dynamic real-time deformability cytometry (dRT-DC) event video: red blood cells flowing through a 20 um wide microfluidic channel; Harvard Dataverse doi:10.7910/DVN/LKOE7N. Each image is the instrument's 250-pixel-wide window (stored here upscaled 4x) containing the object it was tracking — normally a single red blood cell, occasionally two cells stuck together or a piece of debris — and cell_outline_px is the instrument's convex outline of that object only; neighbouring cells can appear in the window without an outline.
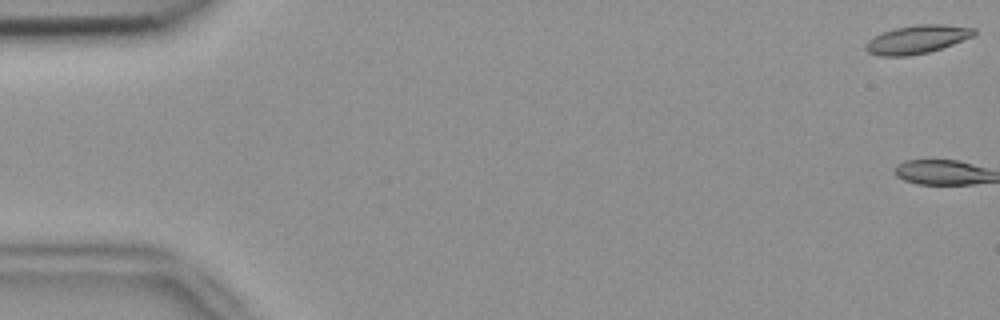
{"species": "common noctule bat (a hibernating species)", "species_latin": "Nyctalus noctula", "temperature_condition": "room temperature", "stored_images_in_passage": 2, "camera_frame_rate_fps": 3000, "um_per_image_px": 0.085, "animal": {"sex": "female", "body_mass_g": 18.4}, "frame": {"image": 1, "passage_image": 1, "time_ms": 0.0, "image_size_px": [1000, 320], "cell_outline_px": [[976, 32], [972, 36], [952, 44], [928, 52], [908, 56], [880, 56], [868, 52], [864, 48], [864, 44], [868, 40], [880, 32], [896, 28], [920, 24], [944, 24], [976, 28]], "centroid_in_image_um": [77.9, 3.34], "position_along_channel_um": 7.1, "area_um2": 17.86}}